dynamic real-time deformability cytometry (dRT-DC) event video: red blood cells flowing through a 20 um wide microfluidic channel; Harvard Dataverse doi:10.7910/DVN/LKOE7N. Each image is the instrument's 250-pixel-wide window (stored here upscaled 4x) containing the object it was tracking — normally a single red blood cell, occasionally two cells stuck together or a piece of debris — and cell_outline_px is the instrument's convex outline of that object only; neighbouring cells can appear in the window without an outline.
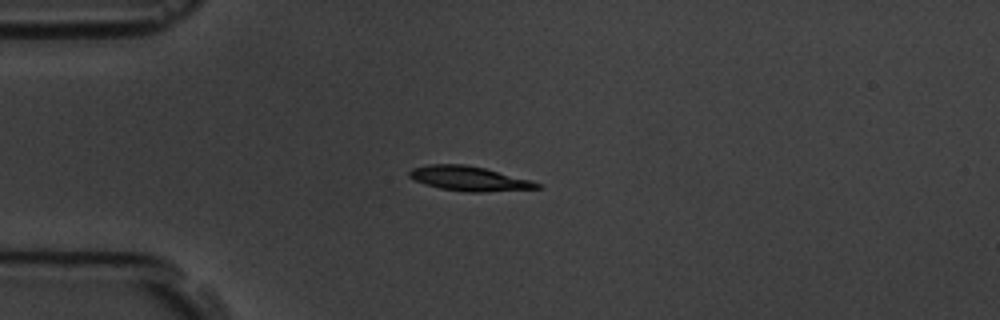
{"species": "common noctule bat (a hibernating species)", "species_latin": "Nyctalus noctula", "temperature_condition": "room temperature", "stored_images_in_passage": 3, "camera_frame_rate_fps": 3000, "um_per_image_px": 0.085, "animal": {"sex": "male", "body_mass_g": 19.5, "forearm_length_mm": 54.6}, "frame": {"image": 1, "passage_image": 3, "time_ms": 2.333, "image_size_px": [1000, 320], "cell_outline_px": [[544, 188], [484, 192], [468, 192], [440, 188], [424, 184], [408, 176], [408, 172], [412, 168], [428, 164], [464, 164], [484, 168], [532, 180], [540, 184]], "centroid_in_image_um": [39.89, 15.18], "position_along_channel_um": 45.1, "area_um2": 18.32}}